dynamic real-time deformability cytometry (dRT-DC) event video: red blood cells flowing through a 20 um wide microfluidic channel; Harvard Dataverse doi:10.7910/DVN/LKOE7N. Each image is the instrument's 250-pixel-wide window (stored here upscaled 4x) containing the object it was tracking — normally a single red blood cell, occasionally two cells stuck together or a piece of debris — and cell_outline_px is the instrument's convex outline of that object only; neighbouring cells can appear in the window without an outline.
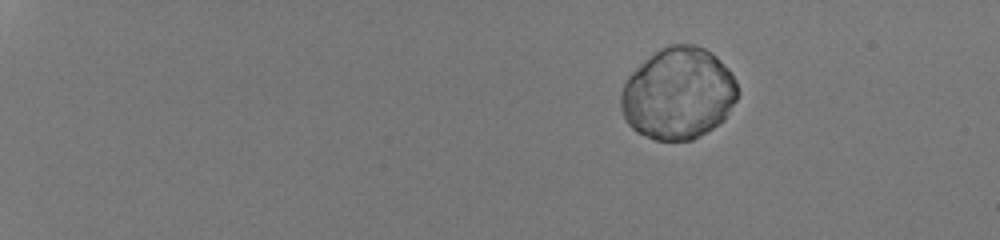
{"species": "human", "species_latin": "Homo sapiens", "temperature_condition": "room temperature", "stored_images_in_passage": 57, "camera_frame_rate_fps": 3000, "um_per_image_px": 0.085, "donor": {"sex": "male"}, "frame": {"image": 1, "passage_image": 12, "time_ms": 3.667, "image_size_px": [1000, 240], "cell_outline_px": [[740, 92], [736, 100], [724, 120], [712, 128], [692, 140], [656, 140], [636, 132], [628, 124], [620, 108], [620, 96], [624, 84], [628, 76], [640, 64], [660, 48], [672, 44], [692, 44], [704, 48], [712, 52], [728, 68], [736, 80]], "centroid_in_image_um": [57.66, 7.95], "position_along_channel_um": 27.3, "area_um2": 62.6}}
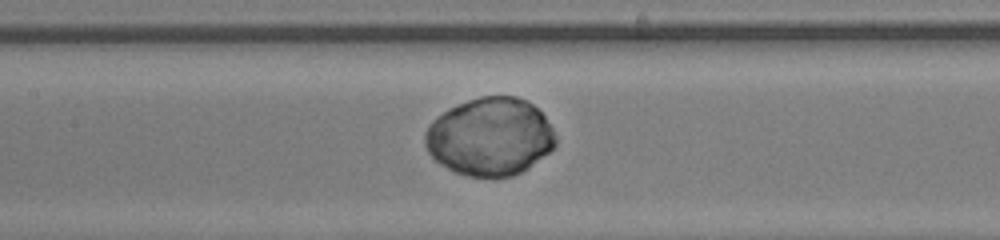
{"frame": {"image": 2, "passage_image": 34, "time_ms": 11.0, "image_size_px": [1000, 240], "cell_outline_px": [[556, 144], [548, 152], [528, 168], [512, 176], [468, 176], [456, 172], [440, 164], [428, 152], [424, 144], [424, 132], [428, 124], [432, 120], [448, 108], [468, 100], [480, 96], [516, 96], [532, 104], [544, 116], [552, 128], [556, 136]], "centroid_in_image_um": [41.62, 11.61], "position_along_channel_um": 165.8, "area_um2": 59.13}}
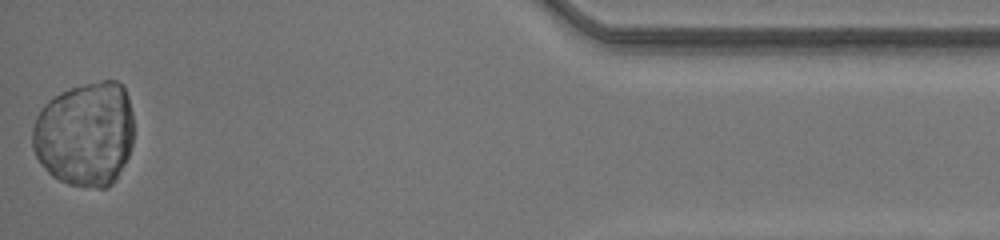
{"frame": {"image": 3, "passage_image": 57, "time_ms": 18.667, "image_size_px": [1000, 240], "cell_outline_px": [[132, 144], [128, 156], [116, 180], [108, 188], [96, 188], [68, 184], [52, 176], [40, 164], [32, 148], [32, 128], [36, 116], [44, 104], [48, 100], [72, 88], [84, 84], [104, 80], [116, 80], [124, 88], [128, 96], [132, 112]], "centroid_in_image_um": [7.23, 11.41], "position_along_channel_um": 428.0, "area_um2": 62.14}}